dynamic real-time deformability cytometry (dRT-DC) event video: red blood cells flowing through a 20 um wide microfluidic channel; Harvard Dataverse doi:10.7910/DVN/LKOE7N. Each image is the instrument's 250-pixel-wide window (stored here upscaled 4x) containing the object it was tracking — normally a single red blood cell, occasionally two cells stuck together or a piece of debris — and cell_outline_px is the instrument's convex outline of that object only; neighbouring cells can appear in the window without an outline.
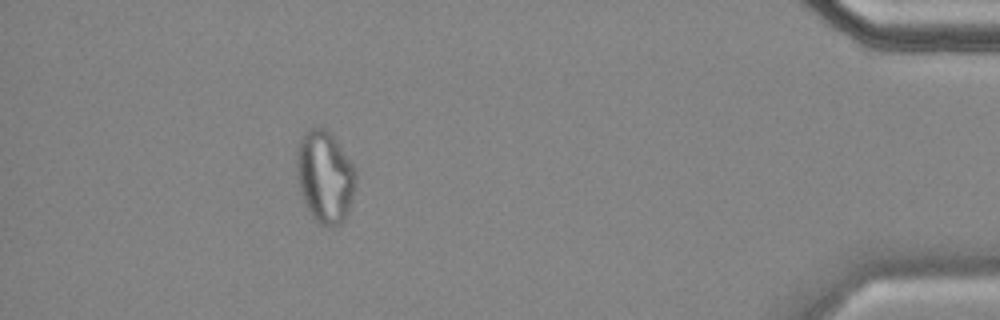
{"species": "common noctule bat (a hibernating species)", "species_latin": "Nyctalus noctula", "temperature_condition": "cold", "stored_images_in_passage": 44, "camera_frame_rate_fps": 3000, "um_per_image_px": 0.085, "animal": {"sex": "female", "body_mass_g": 18.4}, "frame": {"image": 1, "passage_image": 38, "time_ms": 12.333, "image_size_px": [1000, 320], "cell_outline_px": [[356, 176], [352, 196], [348, 212], [344, 220], [340, 224], [332, 228], [320, 224], [312, 216], [304, 200], [300, 188], [296, 160], [296, 152], [300, 140], [304, 132], [308, 128], [324, 128], [332, 136], [356, 168]], "centroid_in_image_um": [27.62, 15.03], "position_along_channel_um": 407.6, "area_um2": 31.27}, "authors_computed_cell_mechanics": {"area_um2": 29.7092, "velocity_mm_per_s": 3.5017, "shape_relaxation_time_tau1_ms": null, "shape_relaxation_time_tau2_ms": 3.3844, "deformation_change_tau1": null, "deformation_change_tau2": 0.1036}}